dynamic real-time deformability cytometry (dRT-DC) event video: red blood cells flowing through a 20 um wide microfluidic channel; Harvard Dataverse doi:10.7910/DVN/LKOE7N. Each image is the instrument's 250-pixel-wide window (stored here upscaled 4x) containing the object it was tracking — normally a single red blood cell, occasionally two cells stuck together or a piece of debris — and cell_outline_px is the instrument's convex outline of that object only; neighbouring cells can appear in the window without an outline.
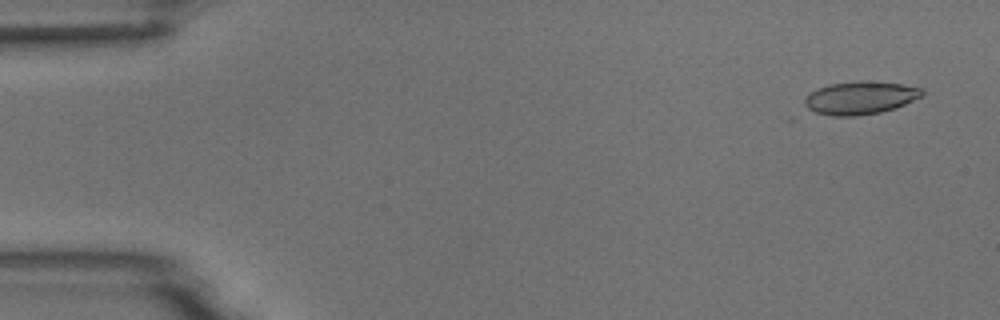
{"species": "common noctule bat (a hibernating species)", "species_latin": "Nyctalus noctula", "temperature_condition": "room temperature", "stored_images_in_passage": 10, "camera_frame_rate_fps": 3000, "um_per_image_px": 0.085, "animal": {"sex": "male", "body_mass_g": 18.8}, "frame": {"image": 1, "passage_image": 3, "time_ms": 0.667, "image_size_px": [1000, 320], "cell_outline_px": [[924, 96], [896, 108], [880, 112], [856, 116], [832, 116], [816, 112], [808, 108], [804, 104], [804, 100], [808, 92], [832, 84], [856, 80], [864, 80], [904, 84], [924, 88]], "centroid_in_image_um": [73.17, 8.3], "position_along_channel_um": 11.8, "area_um2": 22.83}}